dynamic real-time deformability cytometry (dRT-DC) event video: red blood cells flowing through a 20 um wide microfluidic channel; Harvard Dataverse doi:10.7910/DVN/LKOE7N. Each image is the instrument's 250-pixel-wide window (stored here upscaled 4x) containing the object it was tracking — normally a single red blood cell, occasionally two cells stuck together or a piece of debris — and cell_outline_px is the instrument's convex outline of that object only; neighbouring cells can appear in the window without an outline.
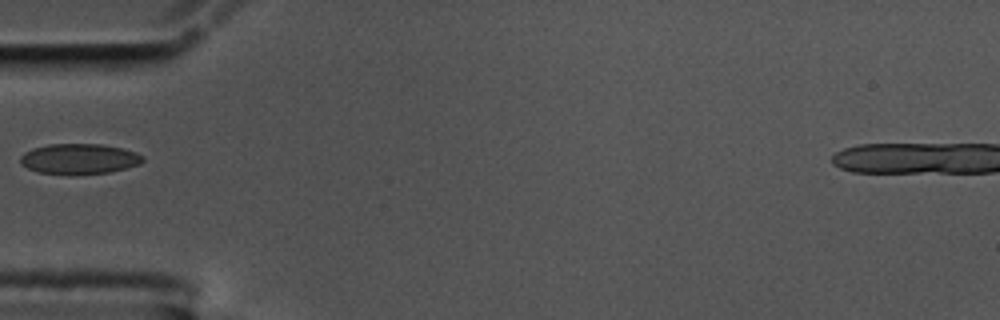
{"species": "common noctule bat (a hibernating species)", "species_latin": "Nyctalus noctula", "temperature_condition": "cold", "stored_images_in_passage": 21, "camera_frame_rate_fps": 3000, "um_per_image_px": 0.085, "animal": {"sex": "male", "body_mass_g": 17.5, "forearm_length_mm": 52.3}, "frame": {"image": 1, "passage_image": 1, "time_ms": 0.0, "image_size_px": [1000, 320], "cell_outline_px": [[144, 160], [140, 164], [108, 172], [72, 176], [68, 176], [36, 172], [20, 164], [20, 156], [24, 152], [32, 148], [48, 144], [100, 144], [124, 148], [136, 152], [144, 156]], "centroid_in_image_um": [6.7, 13.52], "position_along_channel_um": 78.3, "area_um2": 22.2}}
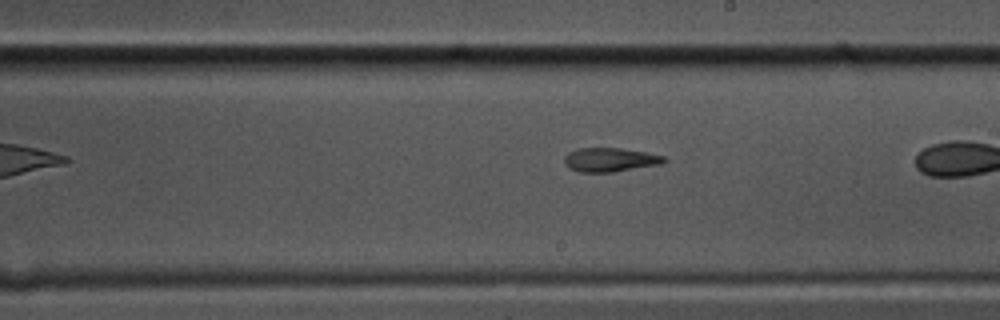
{"frame": {"image": 2, "passage_image": 12, "time_ms": 3.667, "image_size_px": [1000, 320], "cell_outline_px": [[668, 160], [664, 164], [612, 172], [580, 172], [568, 168], [564, 164], [564, 156], [568, 152], [580, 148], [620, 148], [644, 152], [664, 156]], "centroid_in_image_um": [51.86, 13.58], "position_along_channel_um": 237.1, "area_um2": 14.05}}